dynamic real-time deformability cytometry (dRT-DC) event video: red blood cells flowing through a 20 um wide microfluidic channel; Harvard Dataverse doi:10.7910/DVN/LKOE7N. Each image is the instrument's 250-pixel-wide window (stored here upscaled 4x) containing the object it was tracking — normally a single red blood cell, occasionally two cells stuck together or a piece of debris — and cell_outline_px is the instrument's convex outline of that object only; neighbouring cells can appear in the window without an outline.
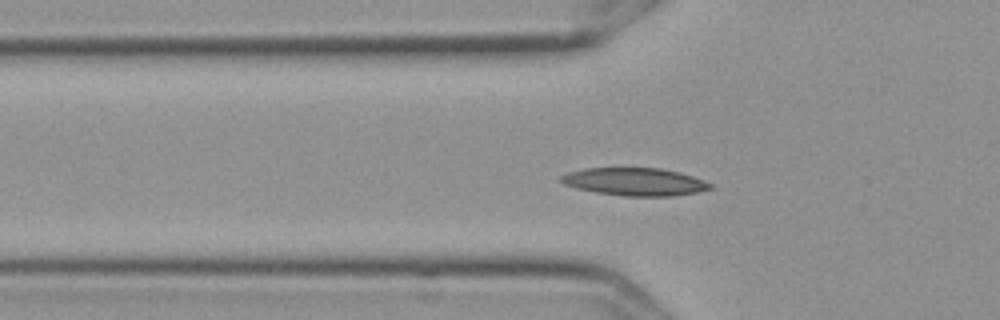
{"species": "Egyptian fruit bat (a non-hibernating species)", "species_latin": "Rousettus aegyptiacus", "temperature_condition": "cold", "stored_images_in_passage": 32, "camera_frame_rate_fps": 3000, "um_per_image_px": 0.085, "frame": {"image": 1, "passage_image": 2, "time_ms": 0.333, "image_size_px": [1000, 320], "cell_outline_px": [[712, 188], [696, 192], [676, 196], [624, 196], [596, 192], [576, 188], [564, 184], [560, 180], [560, 176], [568, 172], [584, 168], [660, 168], [680, 172], [704, 180], [712, 184]], "centroid_in_image_um": [53.96, 15.45], "position_along_channel_um": 71.8, "area_um2": 24.16}}
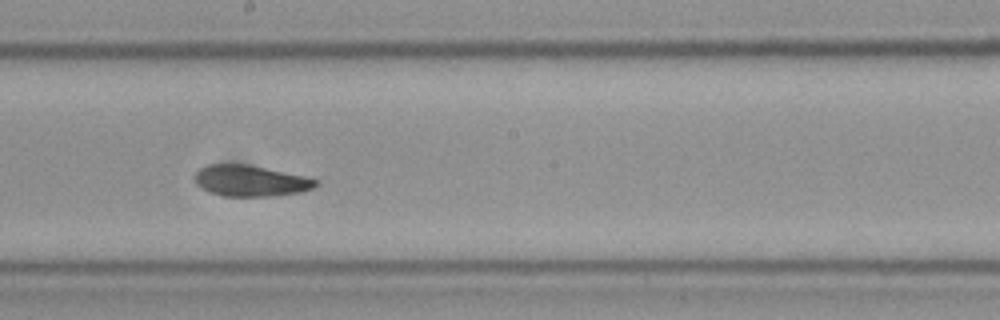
{"frame": {"image": 2, "passage_image": 15, "time_ms": 4.667, "image_size_px": [1000, 320], "cell_outline_px": [[320, 184], [312, 188], [300, 192], [272, 196], [224, 196], [208, 192], [200, 188], [196, 184], [192, 176], [200, 168], [208, 164], [248, 164], [304, 176], [320, 180]], "centroid_in_image_um": [21.26, 15.37], "position_along_channel_um": 226.9, "area_um2": 22.14}}
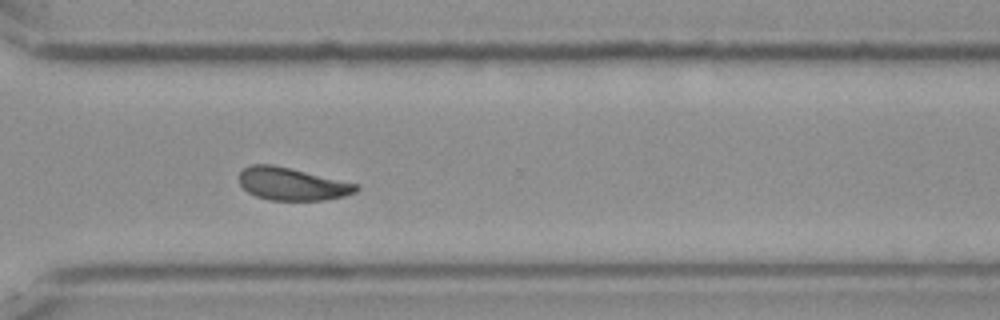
{"frame": {"image": 3, "passage_image": 25, "time_ms": 8.0, "image_size_px": [1000, 320], "cell_outline_px": [[360, 188], [356, 192], [344, 196], [324, 200], [268, 200], [256, 196], [248, 192], [240, 184], [240, 172], [244, 168], [252, 164], [272, 164], [360, 184]], "centroid_in_image_um": [24.85, 15.64], "position_along_channel_um": 345.7, "area_um2": 22.25}, "authors_computed_cell_mechanics": {"area_um2": 22.6287, "velocity_mm_per_s": 3.5666, "shape_relaxation_time_tau1_ms": 5.9896, "shape_relaxation_time_tau2_ms": 4.1652, "deformation_change_tau1": 0.1323, "deformation_change_tau2": 0.0976}}